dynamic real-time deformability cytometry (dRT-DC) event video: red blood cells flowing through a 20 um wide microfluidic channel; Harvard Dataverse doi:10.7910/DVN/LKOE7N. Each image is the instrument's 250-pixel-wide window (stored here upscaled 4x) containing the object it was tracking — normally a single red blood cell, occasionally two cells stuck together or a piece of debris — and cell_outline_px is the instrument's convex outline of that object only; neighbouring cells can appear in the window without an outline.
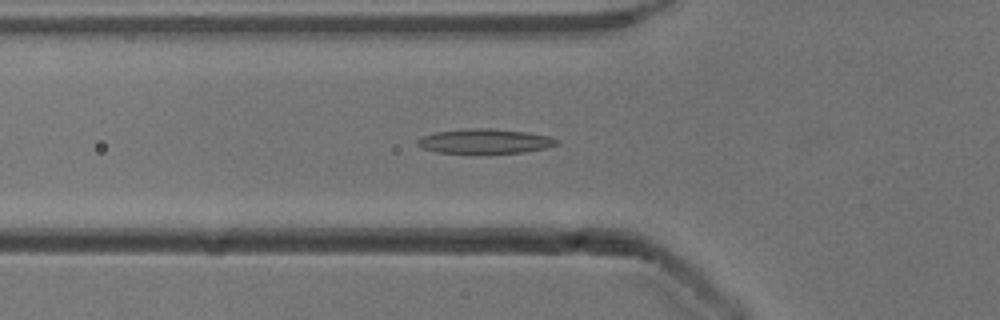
{"species": "common noctule bat (a hibernating species)", "species_latin": "Nyctalus noctula", "temperature_condition": "cold", "stored_images_in_passage": 36, "camera_frame_rate_fps": 3000, "um_per_image_px": 0.085, "animal": {"sex": "male", "body_mass_g": 13.3}, "frame": {"image": 1, "passage_image": 2, "time_ms": 0.333, "image_size_px": [1000, 320], "cell_outline_px": [[560, 144], [544, 148], [524, 152], [476, 156], [436, 152], [424, 148], [416, 144], [416, 140], [424, 136], [436, 132], [468, 128], [492, 128], [524, 132], [548, 136], [560, 140]], "centroid_in_image_um": [41.2, 12.05], "position_along_channel_um": 84.6, "area_um2": 20.81}}
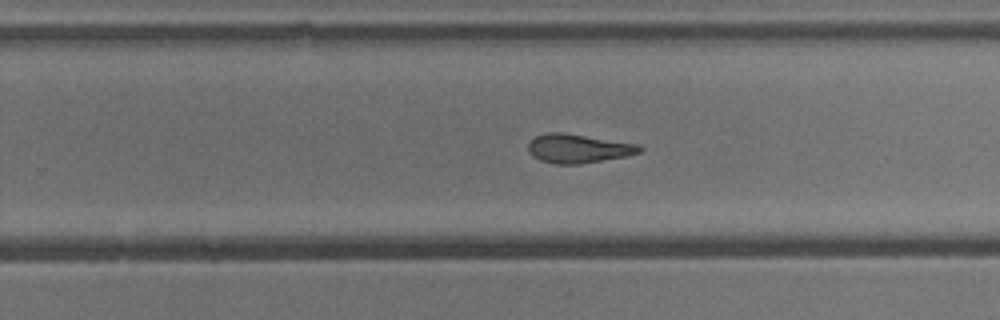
{"frame": {"image": 2, "passage_image": 17, "time_ms": 5.333, "image_size_px": [1000, 320], "cell_outline_px": [[644, 148], [640, 152], [624, 156], [580, 164], [552, 164], [540, 160], [532, 156], [528, 152], [528, 144], [536, 136], [548, 132], [564, 132], [640, 144]], "centroid_in_image_um": [49.14, 12.61], "position_along_channel_um": 280.7, "area_um2": 18.84}}
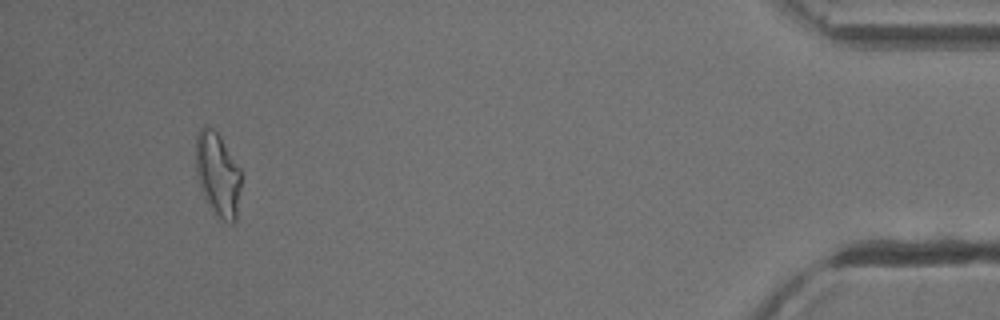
{"frame": {"image": 3, "passage_image": 33, "time_ms": 10.667, "image_size_px": [1000, 320], "cell_outline_px": [[244, 172], [236, 220], [232, 224], [224, 220], [212, 208], [204, 196], [196, 176], [196, 136], [200, 128], [204, 124], [212, 128], [220, 136]], "centroid_in_image_um": [18.55, 14.78], "position_along_channel_um": 416.6, "area_um2": 22.48}, "authors_computed_cell_mechanics": {"area_um2": 18.8428, "velocity_mm_per_s": 3.9049, "shape_relaxation_time_tau1_ms": null, "shape_relaxation_time_tau2_ms": 5.2605, "deformation_change_tau1": null, "deformation_change_tau2": 0.1574}}